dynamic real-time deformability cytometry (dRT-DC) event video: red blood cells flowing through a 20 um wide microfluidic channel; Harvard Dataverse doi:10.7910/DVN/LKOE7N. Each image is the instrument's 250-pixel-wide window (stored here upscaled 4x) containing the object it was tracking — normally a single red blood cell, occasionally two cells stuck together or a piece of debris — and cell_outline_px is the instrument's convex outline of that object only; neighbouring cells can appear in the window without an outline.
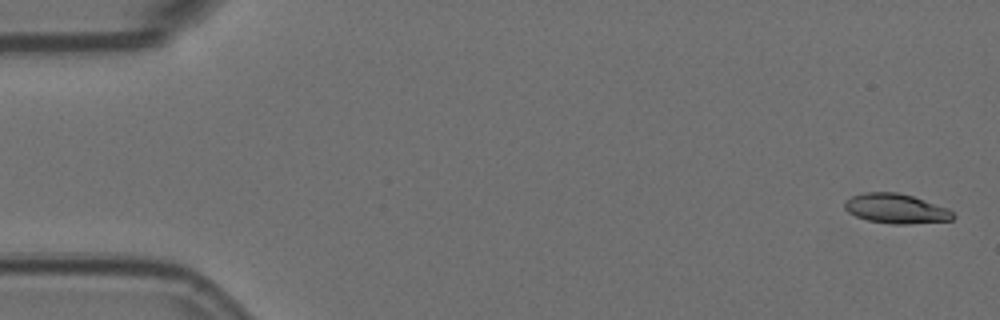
{"species": "Egyptian fruit bat (a non-hibernating species)", "species_latin": "Rousettus aegyptiacus", "temperature_condition": "room temperature", "stored_images_in_passage": 5, "camera_frame_rate_fps": 3000, "um_per_image_px": 0.085, "animal": {"sex": "female"}, "frame": {"image": 1, "passage_image": 1, "time_ms": 0.0, "image_size_px": [1000, 320], "cell_outline_px": [[956, 216], [952, 220], [908, 224], [892, 224], [868, 220], [856, 216], [848, 212], [844, 208], [844, 200], [852, 196], [864, 192], [896, 192], [912, 196], [948, 208]], "centroid_in_image_um": [76.14, 17.73], "position_along_channel_um": 8.9, "area_um2": 18.73}}
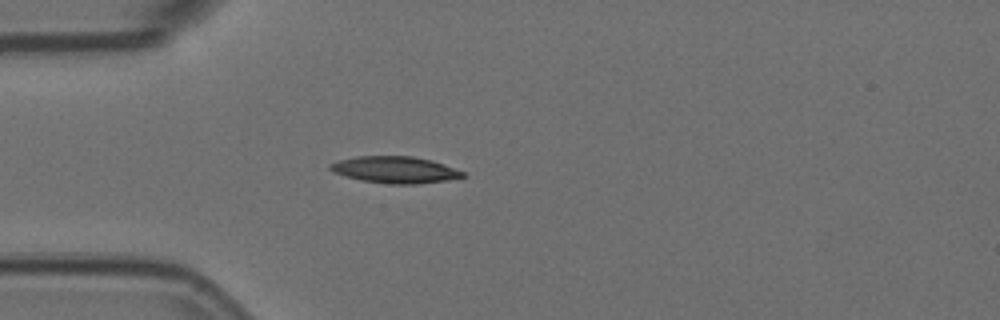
{"frame": {"image": 2, "passage_image": 5, "time_ms": 1.333, "image_size_px": [1000, 320], "cell_outline_px": [[464, 176], [448, 180], [416, 184], [388, 184], [360, 180], [332, 172], [328, 168], [328, 164], [340, 160], [356, 156], [412, 156], [432, 160], [464, 172]], "centroid_in_image_um": [33.53, 14.43], "position_along_channel_um": 51.5, "area_um2": 20.58}}